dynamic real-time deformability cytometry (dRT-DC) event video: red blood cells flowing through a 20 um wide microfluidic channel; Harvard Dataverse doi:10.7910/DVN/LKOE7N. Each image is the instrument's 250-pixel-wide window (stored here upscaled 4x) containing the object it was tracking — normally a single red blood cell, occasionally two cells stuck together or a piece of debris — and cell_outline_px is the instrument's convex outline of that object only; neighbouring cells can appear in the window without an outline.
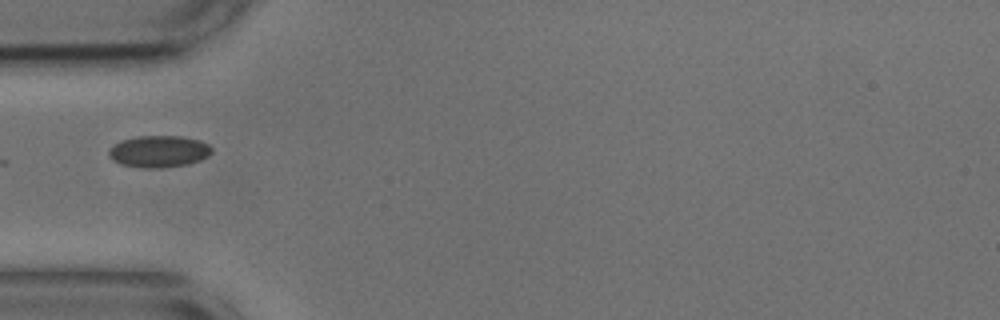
{"species": "common noctule bat (a hibernating species)", "species_latin": "Nyctalus noctula", "temperature_condition": "cold", "stored_images_in_passage": 17, "camera_frame_rate_fps": 3000, "um_per_image_px": 0.085, "animal": {"sex": "male", "body_mass_g": 17.9, "forearm_length_mm": 54.2}, "frame": {"image": 1, "passage_image": 1, "time_ms": 0.0, "image_size_px": [1000, 320], "cell_outline_px": [[212, 152], [208, 156], [200, 160], [188, 164], [160, 168], [144, 168], [120, 164], [112, 160], [108, 156], [108, 148], [120, 140], [136, 136], [180, 136], [200, 140], [208, 144], [212, 148]], "centroid_in_image_um": [13.47, 12.87], "position_along_channel_um": 71.5, "area_um2": 19.31}}
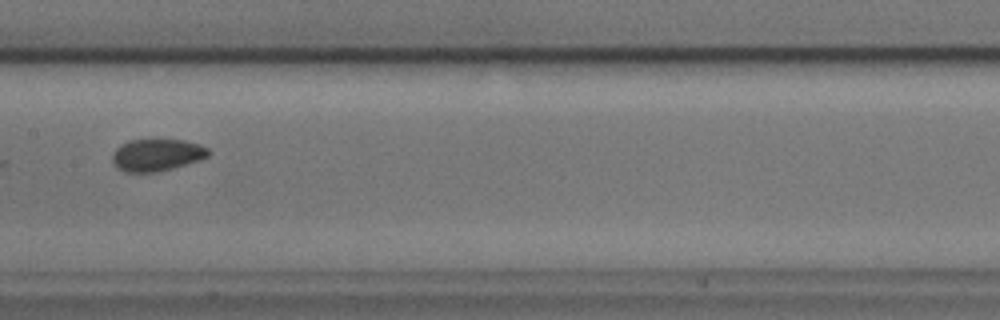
{"frame": {"image": 2, "passage_image": 11, "time_ms": 3.333, "image_size_px": [1000, 320], "cell_outline_px": [[212, 152], [208, 156], [200, 160], [172, 168], [156, 172], [128, 172], [116, 168], [112, 160], [112, 152], [120, 144], [128, 140], [184, 140], [200, 144], [208, 148]], "centroid_in_image_um": [13.33, 13.16], "position_along_channel_um": 194.1, "area_um2": 18.09}}